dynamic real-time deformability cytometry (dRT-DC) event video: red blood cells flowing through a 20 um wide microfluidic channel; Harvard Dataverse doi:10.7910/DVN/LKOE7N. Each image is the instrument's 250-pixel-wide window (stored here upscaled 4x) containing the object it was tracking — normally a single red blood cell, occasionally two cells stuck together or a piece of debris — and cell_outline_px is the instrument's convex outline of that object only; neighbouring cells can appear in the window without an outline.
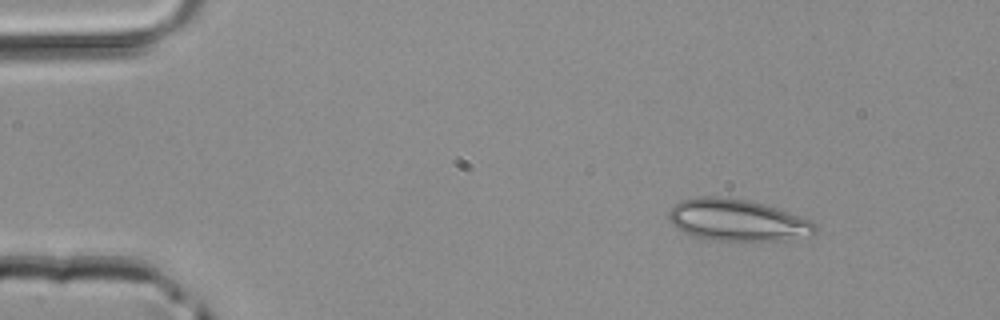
{"species": "common noctule bat (a hibernating species)", "species_latin": "Nyctalus noctula", "temperature_condition": "room temperature", "stored_images_in_passage": 3, "camera_frame_rate_fps": 3000, "um_per_image_px": 0.085, "animal": {"sex": "male", "body_mass_g": 20.4}, "frame": {"image": 1, "passage_image": 1, "time_ms": 0.0, "image_size_px": [1000, 320], "cell_outline_px": [[816, 232], [812, 236], [788, 240], [712, 240], [692, 236], [684, 232], [672, 224], [668, 216], [668, 212], [680, 200], [700, 196], [720, 196], [748, 200], [764, 204], [776, 208], [808, 220], [816, 224]], "centroid_in_image_um": [62.66, 18.71], "position_along_channel_um": 22.3, "area_um2": 35.49}}